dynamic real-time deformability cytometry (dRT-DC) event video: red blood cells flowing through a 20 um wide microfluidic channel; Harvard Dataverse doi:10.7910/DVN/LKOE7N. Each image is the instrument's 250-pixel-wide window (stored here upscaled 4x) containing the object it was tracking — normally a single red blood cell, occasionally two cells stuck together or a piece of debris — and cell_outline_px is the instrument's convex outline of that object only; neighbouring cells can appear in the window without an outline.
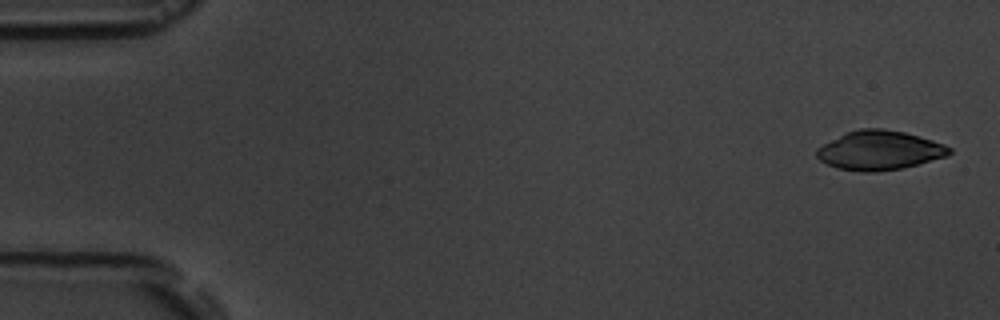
{"species": "common noctule bat (a hibernating species)", "species_latin": "Nyctalus noctula", "temperature_condition": "room temperature", "stored_images_in_passage": 5, "camera_frame_rate_fps": 3000, "um_per_image_px": 0.085, "animal": {"sex": "male", "body_mass_g": 19.5, "forearm_length_mm": 54.6}, "frame": {"image": 1, "passage_image": 1, "time_ms": 0.0, "image_size_px": [1000, 320], "cell_outline_px": [[952, 152], [948, 156], [900, 168], [872, 172], [860, 172], [836, 168], [820, 160], [816, 156], [816, 148], [844, 132], [860, 128], [884, 128], [904, 132], [932, 140], [944, 144], [952, 148]], "centroid_in_image_um": [74.73, 12.77], "position_along_channel_um": 10.3, "area_um2": 30.35}}